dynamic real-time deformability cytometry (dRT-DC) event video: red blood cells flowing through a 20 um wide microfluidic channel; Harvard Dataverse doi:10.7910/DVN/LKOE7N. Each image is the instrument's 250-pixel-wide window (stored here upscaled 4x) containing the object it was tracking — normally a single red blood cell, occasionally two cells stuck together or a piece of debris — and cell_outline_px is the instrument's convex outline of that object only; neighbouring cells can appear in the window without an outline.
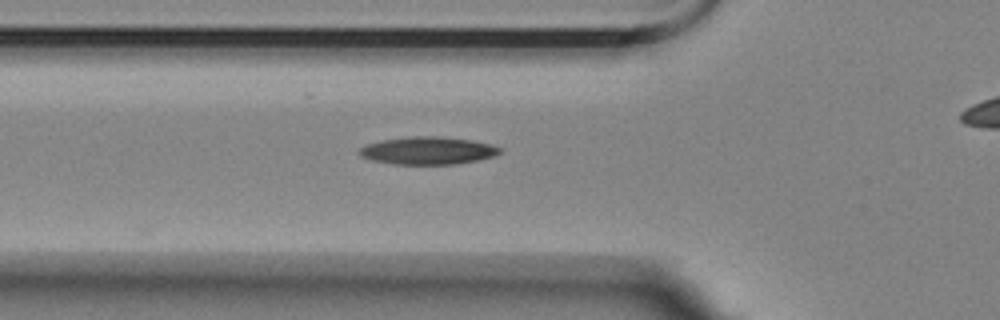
{"species": "Egyptian fruit bat (a non-hibernating species)", "species_latin": "Rousettus aegyptiacus", "temperature_condition": "room temperature", "stored_images_in_passage": 6, "camera_frame_rate_fps": 3000, "um_per_image_px": 0.085, "animal": {"sex": "female"}, "frame": {"image": 1, "passage_image": 6, "time_ms": 5.667, "image_size_px": [1000, 320], "cell_outline_px": [[500, 152], [492, 156], [476, 160], [456, 164], [392, 164], [372, 160], [360, 156], [356, 152], [360, 148], [368, 144], [380, 140], [412, 136], [436, 136], [472, 140], [488, 144], [500, 148]], "centroid_in_image_um": [36.29, 12.8], "position_along_channel_um": 89.5, "area_um2": 22.43}}